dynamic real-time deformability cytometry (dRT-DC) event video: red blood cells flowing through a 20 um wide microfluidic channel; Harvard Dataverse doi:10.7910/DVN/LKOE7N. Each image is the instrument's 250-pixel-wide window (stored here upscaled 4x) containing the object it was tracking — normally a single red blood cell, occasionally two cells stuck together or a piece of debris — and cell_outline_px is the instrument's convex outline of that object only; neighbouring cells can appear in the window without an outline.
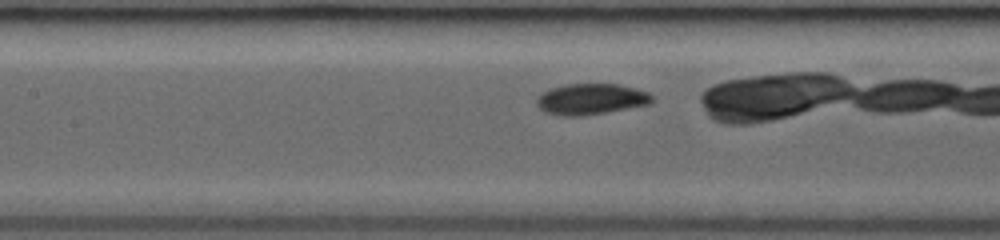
{"species": "common noctule bat (a hibernating species)", "species_latin": "Nyctalus noctula", "temperature_condition": "room temperature", "stored_images_in_passage": 24, "camera_frame_rate_fps": 3000, "um_per_image_px": 0.085, "animal": {"sex": "female", "body_mass_g": 19.0, "forearm_length_mm": 53.3}, "frame": {"image": 1, "passage_image": 8, "time_ms": 2.333, "image_size_px": [1000, 240], "cell_outline_px": [[652, 104], [580, 116], [560, 116], [544, 112], [536, 104], [536, 100], [544, 92], [552, 88], [568, 84], [616, 84], [648, 92], [652, 96]], "centroid_in_image_um": [50.22, 8.43], "position_along_channel_um": 157.2, "area_um2": 20.52}}
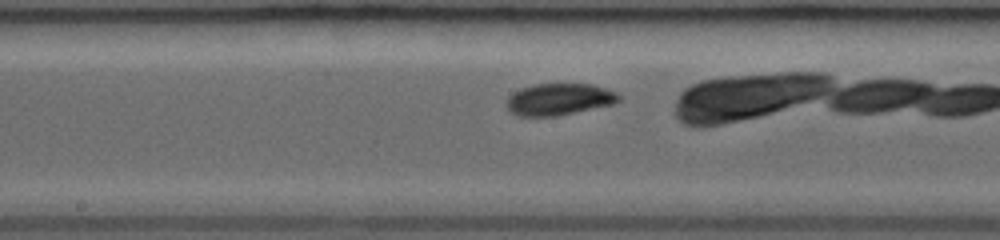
{"frame": {"image": 2, "passage_image": 11, "time_ms": 3.333, "image_size_px": [1000, 240], "cell_outline_px": [[620, 100], [616, 104], [556, 116], [516, 116], [508, 112], [508, 96], [512, 92], [520, 88], [536, 84], [592, 84], [616, 92], [620, 96]], "centroid_in_image_um": [47.52, 8.45], "position_along_channel_um": 200.7, "area_um2": 20.92}}